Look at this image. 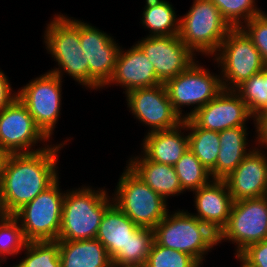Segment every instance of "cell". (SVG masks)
<instances>
[{"instance_id":"6da1fadb","label":"cell","mask_w":267,"mask_h":267,"mask_svg":"<svg viewBox=\"0 0 267 267\" xmlns=\"http://www.w3.org/2000/svg\"><path fill=\"white\" fill-rule=\"evenodd\" d=\"M68 141L69 138L37 152L8 154L0 180L1 204L6 215H13L59 178L57 154Z\"/></svg>"},{"instance_id":"7a4b0ae2","label":"cell","mask_w":267,"mask_h":267,"mask_svg":"<svg viewBox=\"0 0 267 267\" xmlns=\"http://www.w3.org/2000/svg\"><path fill=\"white\" fill-rule=\"evenodd\" d=\"M106 189L90 186L67 190L63 200L58 240H85L96 237L105 211L113 204Z\"/></svg>"},{"instance_id":"3957f363","label":"cell","mask_w":267,"mask_h":267,"mask_svg":"<svg viewBox=\"0 0 267 267\" xmlns=\"http://www.w3.org/2000/svg\"><path fill=\"white\" fill-rule=\"evenodd\" d=\"M71 18L57 14L45 28L46 49L59 66L49 72L61 79L66 72L76 82L88 88L89 65L80 43V20Z\"/></svg>"},{"instance_id":"277c9868","label":"cell","mask_w":267,"mask_h":267,"mask_svg":"<svg viewBox=\"0 0 267 267\" xmlns=\"http://www.w3.org/2000/svg\"><path fill=\"white\" fill-rule=\"evenodd\" d=\"M153 231L158 245L187 253L201 265L205 254L218 244V234L184 210L172 214L168 211Z\"/></svg>"},{"instance_id":"5b68a950","label":"cell","mask_w":267,"mask_h":267,"mask_svg":"<svg viewBox=\"0 0 267 267\" xmlns=\"http://www.w3.org/2000/svg\"><path fill=\"white\" fill-rule=\"evenodd\" d=\"M115 191L113 203L137 226L154 229L168 213L167 201L128 166L120 176Z\"/></svg>"},{"instance_id":"8992f818","label":"cell","mask_w":267,"mask_h":267,"mask_svg":"<svg viewBox=\"0 0 267 267\" xmlns=\"http://www.w3.org/2000/svg\"><path fill=\"white\" fill-rule=\"evenodd\" d=\"M193 1L187 14L180 16L179 37L194 54L214 57L232 28L210 0Z\"/></svg>"},{"instance_id":"52a82bcc","label":"cell","mask_w":267,"mask_h":267,"mask_svg":"<svg viewBox=\"0 0 267 267\" xmlns=\"http://www.w3.org/2000/svg\"><path fill=\"white\" fill-rule=\"evenodd\" d=\"M214 56L213 60L218 67L221 66L220 76L225 90H234L267 67L260 52L241 28H232L228 32Z\"/></svg>"},{"instance_id":"ba28073f","label":"cell","mask_w":267,"mask_h":267,"mask_svg":"<svg viewBox=\"0 0 267 267\" xmlns=\"http://www.w3.org/2000/svg\"><path fill=\"white\" fill-rule=\"evenodd\" d=\"M59 185L58 178L50 187L13 214L28 242L58 240L65 197V192L59 189Z\"/></svg>"},{"instance_id":"9c48e42d","label":"cell","mask_w":267,"mask_h":267,"mask_svg":"<svg viewBox=\"0 0 267 267\" xmlns=\"http://www.w3.org/2000/svg\"><path fill=\"white\" fill-rule=\"evenodd\" d=\"M197 60L176 77L164 83L174 110L183 119L189 118L199 108L213 100L224 88L220 75L210 73ZM194 106L182 115L183 106ZM196 105V106H195Z\"/></svg>"},{"instance_id":"30bf717a","label":"cell","mask_w":267,"mask_h":267,"mask_svg":"<svg viewBox=\"0 0 267 267\" xmlns=\"http://www.w3.org/2000/svg\"><path fill=\"white\" fill-rule=\"evenodd\" d=\"M267 237V195L233 201L227 225L218 234V243L229 240L237 257L249 245Z\"/></svg>"},{"instance_id":"8fae6325","label":"cell","mask_w":267,"mask_h":267,"mask_svg":"<svg viewBox=\"0 0 267 267\" xmlns=\"http://www.w3.org/2000/svg\"><path fill=\"white\" fill-rule=\"evenodd\" d=\"M62 82L59 76L48 71L17 91L19 100L48 139L52 138L60 116Z\"/></svg>"},{"instance_id":"7c38bea8","label":"cell","mask_w":267,"mask_h":267,"mask_svg":"<svg viewBox=\"0 0 267 267\" xmlns=\"http://www.w3.org/2000/svg\"><path fill=\"white\" fill-rule=\"evenodd\" d=\"M125 96L132 115L150 127L147 134L173 129L183 123L184 119L174 110L163 83L134 89Z\"/></svg>"},{"instance_id":"4fadbf2b","label":"cell","mask_w":267,"mask_h":267,"mask_svg":"<svg viewBox=\"0 0 267 267\" xmlns=\"http://www.w3.org/2000/svg\"><path fill=\"white\" fill-rule=\"evenodd\" d=\"M80 43L89 65V89L100 90L113 75L120 46L104 31L82 20Z\"/></svg>"},{"instance_id":"5bb4252c","label":"cell","mask_w":267,"mask_h":267,"mask_svg":"<svg viewBox=\"0 0 267 267\" xmlns=\"http://www.w3.org/2000/svg\"><path fill=\"white\" fill-rule=\"evenodd\" d=\"M47 140L49 141L19 98L0 111V147L8 154L40 151L48 147V144L37 149L32 146Z\"/></svg>"},{"instance_id":"9a60e30c","label":"cell","mask_w":267,"mask_h":267,"mask_svg":"<svg viewBox=\"0 0 267 267\" xmlns=\"http://www.w3.org/2000/svg\"><path fill=\"white\" fill-rule=\"evenodd\" d=\"M153 64L161 83L176 77L195 62L194 54L179 35L147 36L136 43Z\"/></svg>"},{"instance_id":"2e32d148","label":"cell","mask_w":267,"mask_h":267,"mask_svg":"<svg viewBox=\"0 0 267 267\" xmlns=\"http://www.w3.org/2000/svg\"><path fill=\"white\" fill-rule=\"evenodd\" d=\"M251 118L254 116L240 96L234 90L225 89L189 117L199 128L217 132L246 127L245 122Z\"/></svg>"},{"instance_id":"e0dca14e","label":"cell","mask_w":267,"mask_h":267,"mask_svg":"<svg viewBox=\"0 0 267 267\" xmlns=\"http://www.w3.org/2000/svg\"><path fill=\"white\" fill-rule=\"evenodd\" d=\"M255 148L225 179L233 201L260 198L267 195V156Z\"/></svg>"},{"instance_id":"ac0fdd59","label":"cell","mask_w":267,"mask_h":267,"mask_svg":"<svg viewBox=\"0 0 267 267\" xmlns=\"http://www.w3.org/2000/svg\"><path fill=\"white\" fill-rule=\"evenodd\" d=\"M117 84L125 88L124 92L147 88L161 84L156 76L153 64L137 45L124 51L120 48L115 69L109 82L105 85Z\"/></svg>"},{"instance_id":"d6986e66","label":"cell","mask_w":267,"mask_h":267,"mask_svg":"<svg viewBox=\"0 0 267 267\" xmlns=\"http://www.w3.org/2000/svg\"><path fill=\"white\" fill-rule=\"evenodd\" d=\"M193 194L197 214L192 215L219 234L228 223L233 204L225 181L211 179L208 184L193 191Z\"/></svg>"},{"instance_id":"ffe728a7","label":"cell","mask_w":267,"mask_h":267,"mask_svg":"<svg viewBox=\"0 0 267 267\" xmlns=\"http://www.w3.org/2000/svg\"><path fill=\"white\" fill-rule=\"evenodd\" d=\"M185 123L179 126L149 133L141 144L143 155L151 161L174 166L189 149L188 135H184Z\"/></svg>"},{"instance_id":"44dd1931","label":"cell","mask_w":267,"mask_h":267,"mask_svg":"<svg viewBox=\"0 0 267 267\" xmlns=\"http://www.w3.org/2000/svg\"><path fill=\"white\" fill-rule=\"evenodd\" d=\"M127 166L154 192L166 201L168 197L183 193L174 166L148 160L144 155L130 158Z\"/></svg>"},{"instance_id":"7402d4cb","label":"cell","mask_w":267,"mask_h":267,"mask_svg":"<svg viewBox=\"0 0 267 267\" xmlns=\"http://www.w3.org/2000/svg\"><path fill=\"white\" fill-rule=\"evenodd\" d=\"M246 127H235L218 132L220 150L216 166L210 171L212 179L224 180L254 149L247 152L248 136Z\"/></svg>"},{"instance_id":"603a6c76","label":"cell","mask_w":267,"mask_h":267,"mask_svg":"<svg viewBox=\"0 0 267 267\" xmlns=\"http://www.w3.org/2000/svg\"><path fill=\"white\" fill-rule=\"evenodd\" d=\"M57 242L61 267H113L107 250L96 238Z\"/></svg>"},{"instance_id":"cb8c5ba5","label":"cell","mask_w":267,"mask_h":267,"mask_svg":"<svg viewBox=\"0 0 267 267\" xmlns=\"http://www.w3.org/2000/svg\"><path fill=\"white\" fill-rule=\"evenodd\" d=\"M140 228L113 203L105 211L95 238L102 243L112 259L119 251H125L129 238Z\"/></svg>"},{"instance_id":"d4e9b609","label":"cell","mask_w":267,"mask_h":267,"mask_svg":"<svg viewBox=\"0 0 267 267\" xmlns=\"http://www.w3.org/2000/svg\"><path fill=\"white\" fill-rule=\"evenodd\" d=\"M141 23L150 32L148 36L179 35L180 18L166 0H146Z\"/></svg>"},{"instance_id":"484cf974","label":"cell","mask_w":267,"mask_h":267,"mask_svg":"<svg viewBox=\"0 0 267 267\" xmlns=\"http://www.w3.org/2000/svg\"><path fill=\"white\" fill-rule=\"evenodd\" d=\"M185 130L188 132L189 149L210 172L215 166L220 150L217 131L206 130L196 126L189 118L184 119Z\"/></svg>"},{"instance_id":"4316f807","label":"cell","mask_w":267,"mask_h":267,"mask_svg":"<svg viewBox=\"0 0 267 267\" xmlns=\"http://www.w3.org/2000/svg\"><path fill=\"white\" fill-rule=\"evenodd\" d=\"M153 241V229L141 227L129 238L125 251H119L111 259L112 265L117 267L145 266Z\"/></svg>"},{"instance_id":"83f0119b","label":"cell","mask_w":267,"mask_h":267,"mask_svg":"<svg viewBox=\"0 0 267 267\" xmlns=\"http://www.w3.org/2000/svg\"><path fill=\"white\" fill-rule=\"evenodd\" d=\"M234 91L245 102L249 112L267 113V67L243 81Z\"/></svg>"},{"instance_id":"f1b7e54d","label":"cell","mask_w":267,"mask_h":267,"mask_svg":"<svg viewBox=\"0 0 267 267\" xmlns=\"http://www.w3.org/2000/svg\"><path fill=\"white\" fill-rule=\"evenodd\" d=\"M179 177L182 190L186 192L198 190L212 179L210 172L201 164L200 160L188 149L174 165Z\"/></svg>"},{"instance_id":"f546056e","label":"cell","mask_w":267,"mask_h":267,"mask_svg":"<svg viewBox=\"0 0 267 267\" xmlns=\"http://www.w3.org/2000/svg\"><path fill=\"white\" fill-rule=\"evenodd\" d=\"M23 251L26 257L12 267H61L57 241H29Z\"/></svg>"},{"instance_id":"4dcf8cb0","label":"cell","mask_w":267,"mask_h":267,"mask_svg":"<svg viewBox=\"0 0 267 267\" xmlns=\"http://www.w3.org/2000/svg\"><path fill=\"white\" fill-rule=\"evenodd\" d=\"M27 242L19 221L13 215L0 219V262H5L8 256L18 255Z\"/></svg>"},{"instance_id":"1f68e13d","label":"cell","mask_w":267,"mask_h":267,"mask_svg":"<svg viewBox=\"0 0 267 267\" xmlns=\"http://www.w3.org/2000/svg\"><path fill=\"white\" fill-rule=\"evenodd\" d=\"M231 28H241L244 23L259 15L256 0H210ZM244 21V22H243Z\"/></svg>"},{"instance_id":"d6a6232c","label":"cell","mask_w":267,"mask_h":267,"mask_svg":"<svg viewBox=\"0 0 267 267\" xmlns=\"http://www.w3.org/2000/svg\"><path fill=\"white\" fill-rule=\"evenodd\" d=\"M145 267H201L191 255L162 247L153 241Z\"/></svg>"},{"instance_id":"836d02e7","label":"cell","mask_w":267,"mask_h":267,"mask_svg":"<svg viewBox=\"0 0 267 267\" xmlns=\"http://www.w3.org/2000/svg\"><path fill=\"white\" fill-rule=\"evenodd\" d=\"M241 29L252 40L267 66V14L265 11L247 21Z\"/></svg>"},{"instance_id":"e575fe53","label":"cell","mask_w":267,"mask_h":267,"mask_svg":"<svg viewBox=\"0 0 267 267\" xmlns=\"http://www.w3.org/2000/svg\"><path fill=\"white\" fill-rule=\"evenodd\" d=\"M237 257L248 267H267V237L249 245Z\"/></svg>"},{"instance_id":"d590c367","label":"cell","mask_w":267,"mask_h":267,"mask_svg":"<svg viewBox=\"0 0 267 267\" xmlns=\"http://www.w3.org/2000/svg\"><path fill=\"white\" fill-rule=\"evenodd\" d=\"M7 77L8 76L0 70V111L12 104L18 98V92L15 94L12 93L14 91L12 90Z\"/></svg>"},{"instance_id":"8d00e7d4","label":"cell","mask_w":267,"mask_h":267,"mask_svg":"<svg viewBox=\"0 0 267 267\" xmlns=\"http://www.w3.org/2000/svg\"><path fill=\"white\" fill-rule=\"evenodd\" d=\"M252 120L255 123L254 127H256L255 134H257L255 135L257 136L255 137L257 141L255 144H258V146L255 148L263 149L265 145L264 149H267V113H257Z\"/></svg>"},{"instance_id":"74e56055","label":"cell","mask_w":267,"mask_h":267,"mask_svg":"<svg viewBox=\"0 0 267 267\" xmlns=\"http://www.w3.org/2000/svg\"><path fill=\"white\" fill-rule=\"evenodd\" d=\"M7 156H8V153L0 147V180L2 177L3 168H4L5 161L7 159Z\"/></svg>"},{"instance_id":"f35d334b","label":"cell","mask_w":267,"mask_h":267,"mask_svg":"<svg viewBox=\"0 0 267 267\" xmlns=\"http://www.w3.org/2000/svg\"><path fill=\"white\" fill-rule=\"evenodd\" d=\"M5 212L3 210L2 204H1V198H0V219H2L5 216Z\"/></svg>"},{"instance_id":"ab89813d","label":"cell","mask_w":267,"mask_h":267,"mask_svg":"<svg viewBox=\"0 0 267 267\" xmlns=\"http://www.w3.org/2000/svg\"><path fill=\"white\" fill-rule=\"evenodd\" d=\"M236 259L239 260V262L241 263V267H243V262L238 257H236Z\"/></svg>"}]
</instances>
